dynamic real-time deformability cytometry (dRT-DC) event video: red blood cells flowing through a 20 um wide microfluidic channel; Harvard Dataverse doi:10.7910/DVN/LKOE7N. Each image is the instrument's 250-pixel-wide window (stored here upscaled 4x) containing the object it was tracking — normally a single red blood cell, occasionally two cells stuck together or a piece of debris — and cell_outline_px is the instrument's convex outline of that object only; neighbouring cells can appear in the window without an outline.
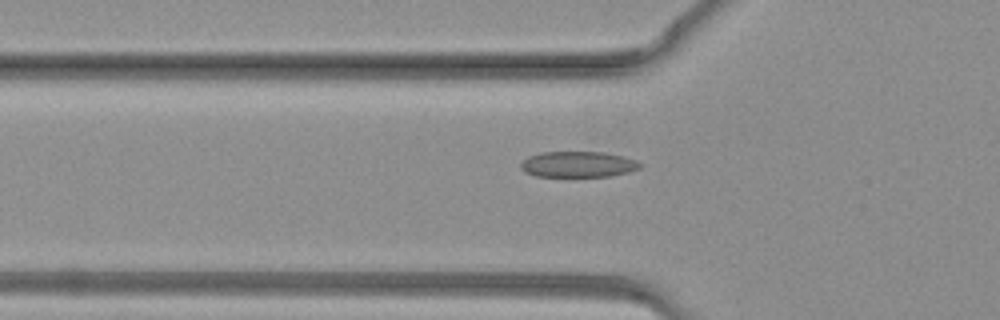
{"species": "common noctule bat (a hibernating species)", "species_latin": "Nyctalus noctula", "temperature_condition": "warm", "stored_images_in_passage": 29, "camera_frame_rate_fps": 3000, "um_per_image_px": 0.085, "animal": {"sex": "female", "body_mass_g": 19.3, "forearm_length_mm": 54.1}, "frame": {"image": 1, "passage_image": 4, "time_ms": 1.0, "image_size_px": [1000, 320], "cell_outline_px": [[644, 164], [640, 168], [628, 172], [608, 176], [536, 176], [524, 172], [520, 168], [520, 164], [528, 156], [540, 152], [604, 152], [624, 156], [636, 160]], "centroid_in_image_um": [49.14, 13.96], "position_along_channel_um": 76.7, "area_um2": 18.03}}
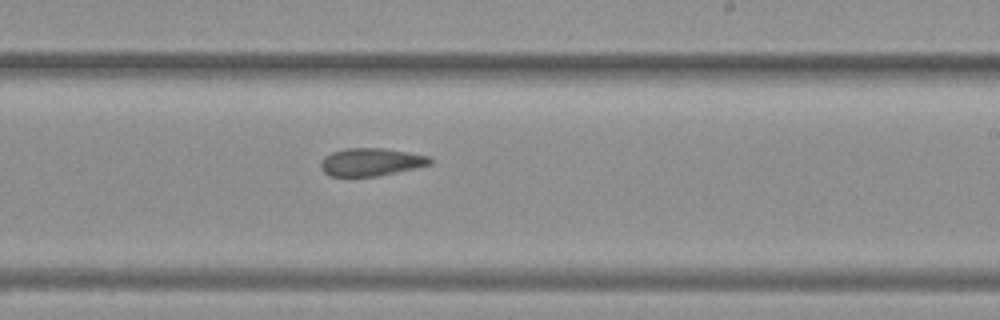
{"frame": {"image": 2, "passage_image": 14, "time_ms": 4.333, "image_size_px": [1000, 320], "cell_outline_px": [[432, 164], [376, 176], [328, 176], [320, 168], [320, 160], [324, 156], [332, 152], [344, 148], [384, 148], [408, 152], [428, 156], [432, 160]], "centroid_in_image_um": [31.48, 13.76], "position_along_channel_um": 257.5, "area_um2": 17.69}}
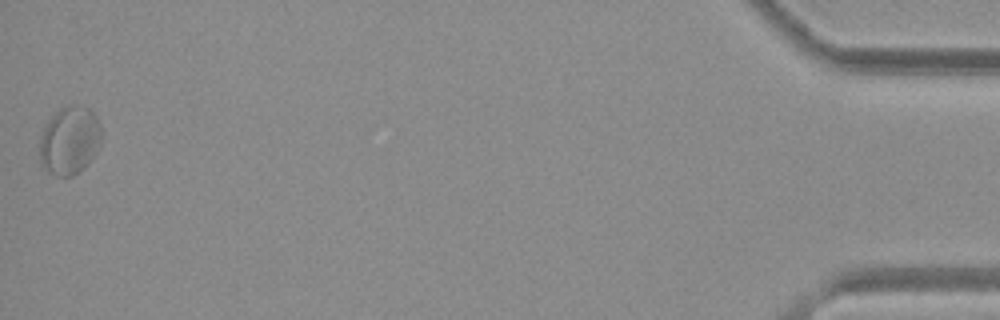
{"frame": {"image": 3, "passage_image": 29, "time_ms": 9.333, "image_size_px": [1000, 320], "cell_outline_px": [[104, 136], [100, 148], [88, 164], [72, 176], [56, 176], [48, 172], [40, 164], [40, 136], [48, 120], [60, 108], [76, 104], [88, 108], [96, 116], [100, 124]], "centroid_in_image_um": [5.95, 11.95], "position_along_channel_um": 429.2, "area_um2": 24.97}}